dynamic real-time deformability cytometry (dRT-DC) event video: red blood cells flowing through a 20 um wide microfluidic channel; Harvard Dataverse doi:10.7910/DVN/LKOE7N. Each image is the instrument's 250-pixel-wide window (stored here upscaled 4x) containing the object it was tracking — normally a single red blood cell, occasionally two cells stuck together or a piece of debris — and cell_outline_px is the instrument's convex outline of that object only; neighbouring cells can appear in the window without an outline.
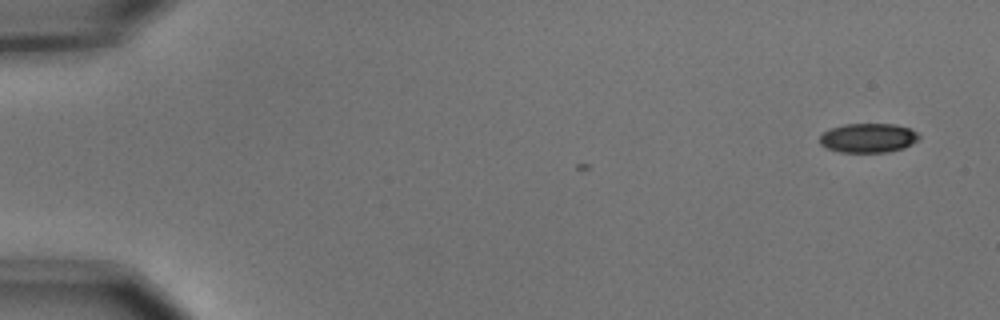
{"species": "common noctule bat (a hibernating species)", "species_latin": "Nyctalus noctula", "temperature_condition": "cold", "stored_images_in_passage": 3, "camera_frame_rate_fps": 3000, "um_per_image_px": 0.085, "animal": {"sex": "male", "body_mass_g": 15.6}, "frame": {"image": 1, "passage_image": 3, "time_ms": 0.667, "image_size_px": [1000, 320], "cell_outline_px": [[920, 140], [904, 148], [888, 152], [840, 152], [828, 148], [820, 144], [820, 136], [824, 132], [832, 128], [844, 124], [896, 124], [908, 128], [916, 132], [920, 136]], "centroid_in_image_um": [73.83, 11.73], "position_along_channel_um": 11.2, "area_um2": 16.94}}